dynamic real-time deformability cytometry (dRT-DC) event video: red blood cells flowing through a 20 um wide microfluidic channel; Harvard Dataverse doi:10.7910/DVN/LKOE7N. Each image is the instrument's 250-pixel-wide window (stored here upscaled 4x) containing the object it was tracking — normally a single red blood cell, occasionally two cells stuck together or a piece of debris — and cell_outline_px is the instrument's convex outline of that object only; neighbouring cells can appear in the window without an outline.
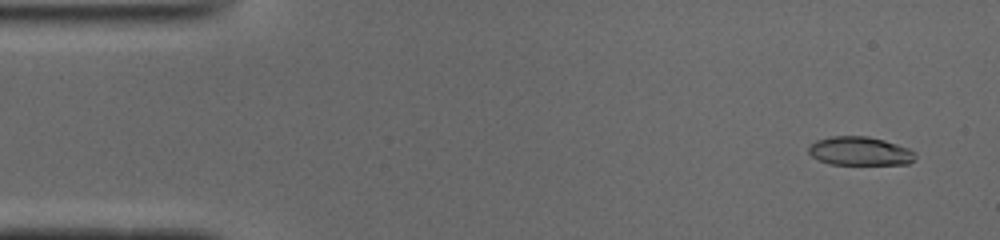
{"species": "common noctule bat (a hibernating species)", "species_latin": "Nyctalus noctula", "temperature_condition": "cold", "stored_images_in_passage": 51, "camera_frame_rate_fps": 3000, "um_per_image_px": 0.085, "animal": {"sex": "male", "body_mass_g": 19.0, "forearm_length_mm": 50.8}, "frame": {"image": 1, "passage_image": 3, "time_ms": 0.667, "image_size_px": [1000, 240], "cell_outline_px": [[916, 160], [908, 164], [832, 164], [820, 160], [812, 156], [808, 152], [808, 148], [816, 140], [832, 136], [868, 136], [884, 140], [908, 148], [916, 152]], "centroid_in_image_um": [73.13, 12.84], "position_along_channel_um": 11.9, "area_um2": 17.8}}
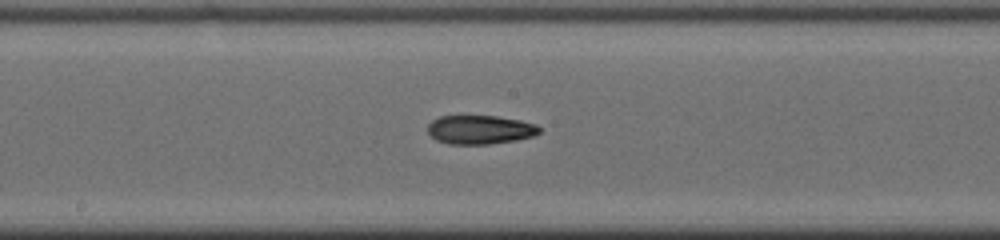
{"frame": {"image": 2, "passage_image": 26, "time_ms": 8.333, "image_size_px": [1000, 240], "cell_outline_px": [[540, 132], [536, 136], [516, 140], [488, 144], [448, 144], [436, 140], [428, 132], [428, 124], [432, 120], [440, 116], [496, 116], [520, 120], [536, 124], [540, 128]], "centroid_in_image_um": [40.82, 11.02], "position_along_channel_um": 207.4, "area_um2": 18.84}}
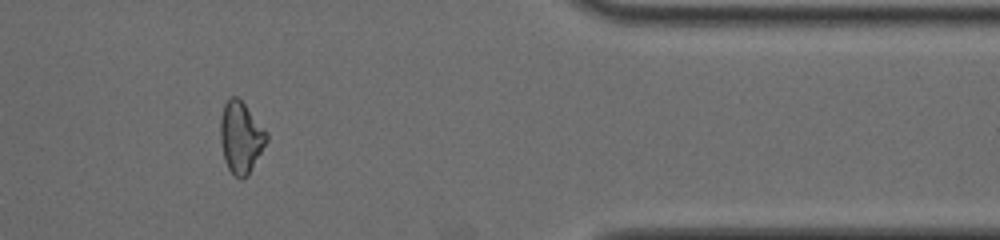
{"frame": {"image": 3, "passage_image": 42, "time_ms": 13.667, "image_size_px": [1000, 240], "cell_outline_px": [[268, 140], [248, 176], [240, 180], [228, 168], [224, 160], [220, 140], [220, 120], [224, 104], [232, 96], [236, 96], [244, 104], [268, 132]], "centroid_in_image_um": [20.48, 11.7], "position_along_channel_um": 390.9, "area_um2": 19.25}, "authors_computed_cell_mechanics": {"area_um2": 18.9584, "velocity_mm_per_s": 3.9511, "shape_relaxation_time_tau1_ms": null, "shape_relaxation_time_tau2_ms": 2.8105, "deformation_change_tau1": null, "deformation_change_tau2": 0.0914}}